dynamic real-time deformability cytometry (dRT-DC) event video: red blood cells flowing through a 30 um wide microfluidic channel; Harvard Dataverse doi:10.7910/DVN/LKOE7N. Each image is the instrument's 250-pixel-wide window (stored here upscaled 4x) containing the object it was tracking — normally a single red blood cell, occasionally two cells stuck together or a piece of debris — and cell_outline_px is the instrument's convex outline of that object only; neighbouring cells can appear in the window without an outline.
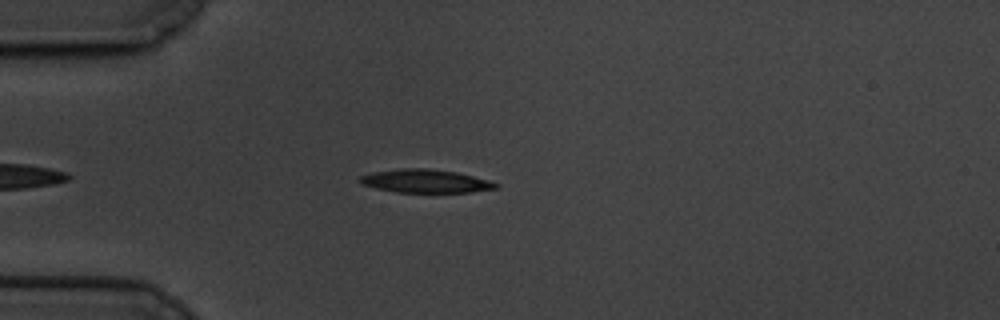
{"species": "common noctule bat (a hibernating species)", "species_latin": "Nyctalus noctula", "temperature_condition": "cold", "stored_images_in_passage": 47, "camera_frame_rate_fps": 3000, "um_per_image_px": 0.085, "animal": {"sex": "male", "body_mass_g": 19.5, "forearm_length_mm": 54.6}, "frame": {"image": 1, "passage_image": 7, "time_ms": 2.0, "image_size_px": [1000, 320], "cell_outline_px": [[500, 184], [496, 188], [472, 192], [396, 192], [376, 188], [360, 184], [356, 180], [360, 176], [372, 172], [400, 168], [428, 168], [456, 172], [488, 180]], "centroid_in_image_um": [36.1, 15.39], "position_along_channel_um": 48.9, "area_um2": 18.5}}
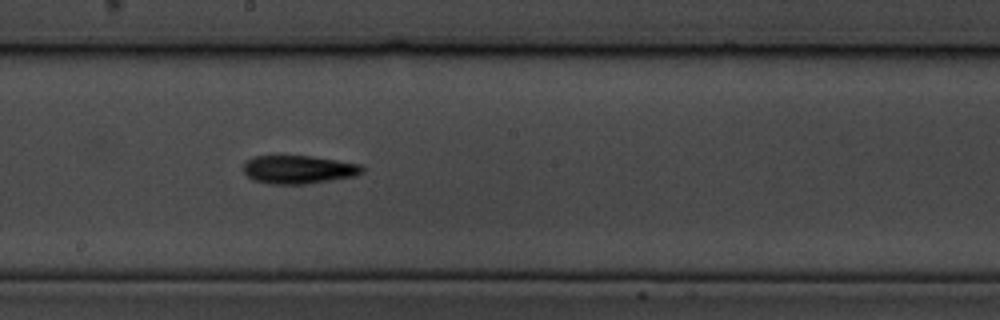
{"frame": {"image": 2, "passage_image": 24, "time_ms": 7.667, "image_size_px": [1000, 320], "cell_outline_px": [[364, 172], [356, 176], [304, 184], [272, 184], [252, 180], [244, 172], [244, 164], [252, 156], [312, 156], [360, 164], [364, 168]], "centroid_in_image_um": [25.39, 14.41], "position_along_channel_um": 222.8, "area_um2": 19.54}}
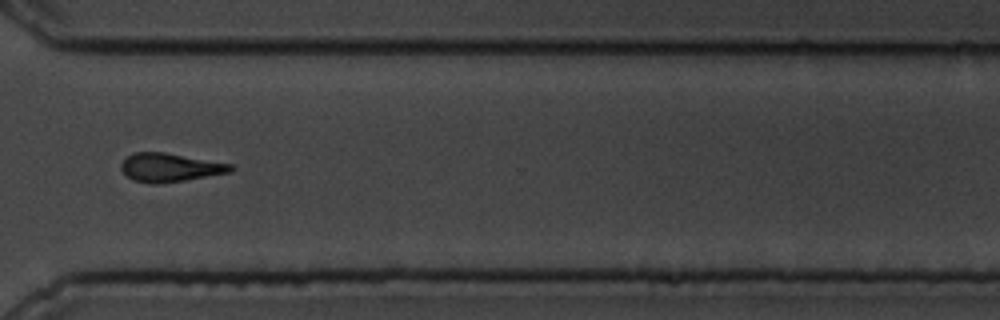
{"frame": {"image": 3, "passage_image": 36, "time_ms": 11.667, "image_size_px": [1000, 320], "cell_outline_px": [[236, 168], [232, 172], [184, 180], [156, 184], [152, 184], [136, 180], [128, 176], [120, 168], [120, 164], [128, 156], [136, 152], [164, 152], [232, 164]], "centroid_in_image_um": [14.48, 14.23], "position_along_channel_um": 356.1, "area_um2": 18.03}, "authors_computed_cell_mechanics": {"area_um2": 18.4382, "velocity_mm_per_s": 3.3328, "shape_relaxation_time_tau1_ms": 4.9665, "shape_relaxation_time_tau2_ms": null, "deformation_change_tau1": 0.1344, "deformation_change_tau2": null}}